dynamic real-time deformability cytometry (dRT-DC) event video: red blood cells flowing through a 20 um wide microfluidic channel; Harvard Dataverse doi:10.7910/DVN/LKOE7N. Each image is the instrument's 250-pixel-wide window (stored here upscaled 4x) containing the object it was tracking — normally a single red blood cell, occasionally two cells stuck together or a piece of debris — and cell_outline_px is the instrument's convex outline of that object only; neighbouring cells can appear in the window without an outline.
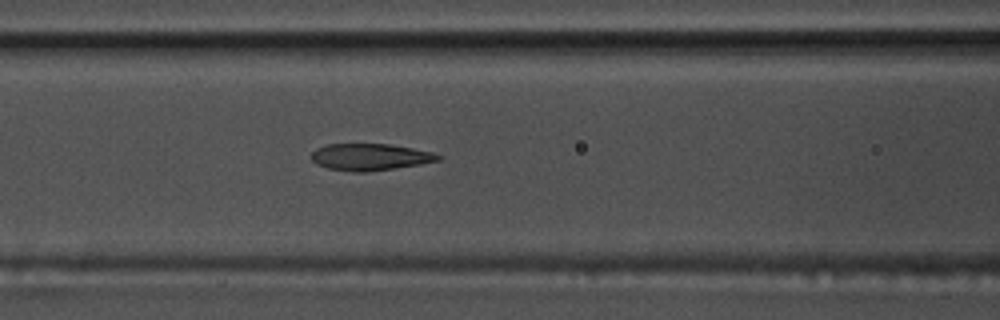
{"species": "common noctule bat (a hibernating species)", "species_latin": "Nyctalus noctula", "temperature_condition": "warm", "stored_images_in_passage": 35, "camera_frame_rate_fps": 3000, "um_per_image_px": 0.085, "animal": {"sex": "male", "body_mass_g": 17.5, "forearm_length_mm": 52.3}, "frame": {"image": 1, "passage_image": 10, "time_ms": 3.0, "image_size_px": [1000, 320], "cell_outline_px": [[440, 160], [420, 164], [364, 172], [356, 172], [328, 168], [316, 164], [312, 160], [312, 152], [316, 148], [328, 144], [388, 144], [412, 148], [432, 152], [440, 156]], "centroid_in_image_um": [31.42, 13.34], "position_along_channel_um": 135.2, "area_um2": 19.48}}
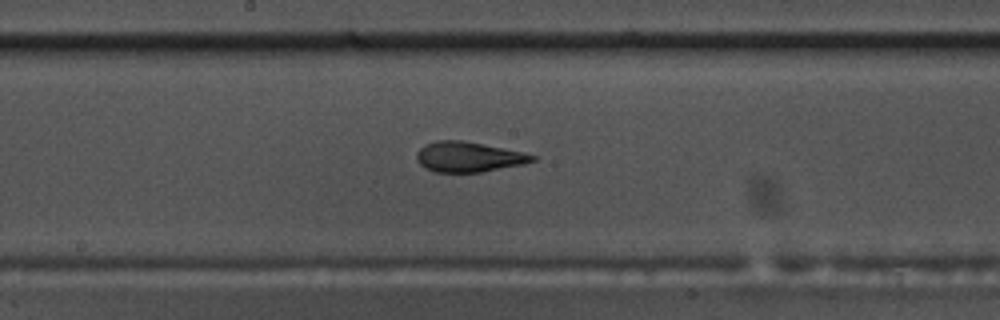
{"frame": {"image": 2, "passage_image": 16, "time_ms": 5.0, "image_size_px": [1000, 320], "cell_outline_px": [[536, 160], [524, 164], [480, 172], [436, 172], [424, 168], [416, 160], [416, 152], [424, 144], [436, 140], [464, 140], [524, 152], [536, 156]], "centroid_in_image_um": [39.8, 13.32], "position_along_channel_um": 208.4, "area_um2": 20.52}}
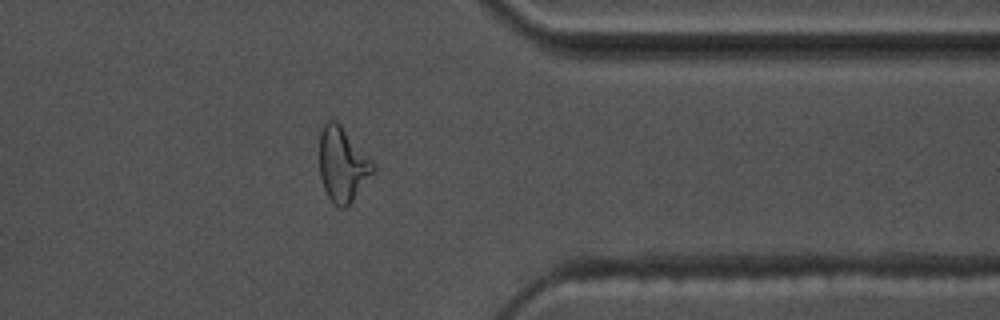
{"frame": {"image": 3, "passage_image": 31, "time_ms": 10.0, "image_size_px": [1000, 320], "cell_outline_px": [[376, 168], [348, 208], [340, 208], [332, 204], [324, 188], [320, 176], [320, 132], [324, 124], [328, 120], [336, 120], [340, 124], [376, 164]], "centroid_in_image_um": [29.12, 14.01], "position_along_channel_um": 382.3, "area_um2": 23.41}, "authors_computed_cell_mechanics": {"area_um2": 20.3456, "velocity_mm_per_s": 3.675, "shape_relaxation_time_tau1_ms": 6.9637, "shape_relaxation_time_tau2_ms": 2.0986, "deformation_change_tau1": 0.2401, "deformation_change_tau2": 0.1186}}